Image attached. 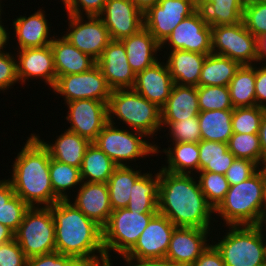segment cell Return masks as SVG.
Listing matches in <instances>:
<instances>
[{"label":"cell","instance_id":"6da1fadb","mask_svg":"<svg viewBox=\"0 0 266 266\" xmlns=\"http://www.w3.org/2000/svg\"><path fill=\"white\" fill-rule=\"evenodd\" d=\"M49 207L55 223L56 252L72 256L83 266L107 263L101 226L70 200H59Z\"/></svg>","mask_w":266,"mask_h":266},{"label":"cell","instance_id":"7a4b0ae2","mask_svg":"<svg viewBox=\"0 0 266 266\" xmlns=\"http://www.w3.org/2000/svg\"><path fill=\"white\" fill-rule=\"evenodd\" d=\"M158 212L176 227L212 229L214 208L201 191L196 175L160 169ZM213 222V223H212Z\"/></svg>","mask_w":266,"mask_h":266},{"label":"cell","instance_id":"3957f363","mask_svg":"<svg viewBox=\"0 0 266 266\" xmlns=\"http://www.w3.org/2000/svg\"><path fill=\"white\" fill-rule=\"evenodd\" d=\"M20 150L8 178L15 194L30 207H49L61 200L51 185L48 149L31 133Z\"/></svg>","mask_w":266,"mask_h":266},{"label":"cell","instance_id":"277c9868","mask_svg":"<svg viewBox=\"0 0 266 266\" xmlns=\"http://www.w3.org/2000/svg\"><path fill=\"white\" fill-rule=\"evenodd\" d=\"M266 167L246 181L230 185L225 199L215 209L225 226L258 225L263 206ZM223 220V222H222Z\"/></svg>","mask_w":266,"mask_h":266},{"label":"cell","instance_id":"5b68a950","mask_svg":"<svg viewBox=\"0 0 266 266\" xmlns=\"http://www.w3.org/2000/svg\"><path fill=\"white\" fill-rule=\"evenodd\" d=\"M108 122L125 124L128 129L143 133L152 138L163 131L161 108L151 103L133 89L112 90L107 104ZM117 117L118 123H115ZM115 118V119H113ZM115 120V121H114Z\"/></svg>","mask_w":266,"mask_h":266},{"label":"cell","instance_id":"8992f818","mask_svg":"<svg viewBox=\"0 0 266 266\" xmlns=\"http://www.w3.org/2000/svg\"><path fill=\"white\" fill-rule=\"evenodd\" d=\"M225 227L228 228L225 235L220 238L217 233L218 242L212 240L211 243L220 252L226 266H265L266 236L257 225Z\"/></svg>","mask_w":266,"mask_h":266},{"label":"cell","instance_id":"52a82bcc","mask_svg":"<svg viewBox=\"0 0 266 266\" xmlns=\"http://www.w3.org/2000/svg\"><path fill=\"white\" fill-rule=\"evenodd\" d=\"M146 138L149 140L143 133L127 129L126 126L118 128L108 122L92 143L117 166H130L129 163H136V160L156 155V143Z\"/></svg>","mask_w":266,"mask_h":266},{"label":"cell","instance_id":"ba28073f","mask_svg":"<svg viewBox=\"0 0 266 266\" xmlns=\"http://www.w3.org/2000/svg\"><path fill=\"white\" fill-rule=\"evenodd\" d=\"M157 212H137L128 208L113 210L103 227V246L107 263H113L110 253L123 258L136 244L141 233ZM115 252V253H114Z\"/></svg>","mask_w":266,"mask_h":266},{"label":"cell","instance_id":"9c48e42d","mask_svg":"<svg viewBox=\"0 0 266 266\" xmlns=\"http://www.w3.org/2000/svg\"><path fill=\"white\" fill-rule=\"evenodd\" d=\"M14 238L27 258L55 252V223L50 207H30Z\"/></svg>","mask_w":266,"mask_h":266},{"label":"cell","instance_id":"30bf717a","mask_svg":"<svg viewBox=\"0 0 266 266\" xmlns=\"http://www.w3.org/2000/svg\"><path fill=\"white\" fill-rule=\"evenodd\" d=\"M212 53L226 56L240 65L258 63L257 38L243 21L234 25L211 27Z\"/></svg>","mask_w":266,"mask_h":266},{"label":"cell","instance_id":"8fae6325","mask_svg":"<svg viewBox=\"0 0 266 266\" xmlns=\"http://www.w3.org/2000/svg\"><path fill=\"white\" fill-rule=\"evenodd\" d=\"M51 90L62 96L64 103L78 99H94L108 104L112 93L97 64L86 72L58 76Z\"/></svg>","mask_w":266,"mask_h":266},{"label":"cell","instance_id":"7c38bea8","mask_svg":"<svg viewBox=\"0 0 266 266\" xmlns=\"http://www.w3.org/2000/svg\"><path fill=\"white\" fill-rule=\"evenodd\" d=\"M163 47H166L167 51L186 50L199 54L212 53L211 26L205 20L200 8L184 18L173 29L161 44V49Z\"/></svg>","mask_w":266,"mask_h":266},{"label":"cell","instance_id":"4fadbf2b","mask_svg":"<svg viewBox=\"0 0 266 266\" xmlns=\"http://www.w3.org/2000/svg\"><path fill=\"white\" fill-rule=\"evenodd\" d=\"M68 28L63 36L81 52L96 61L112 41L108 29L99 16H76L67 14ZM86 18L87 20H84Z\"/></svg>","mask_w":266,"mask_h":266},{"label":"cell","instance_id":"5bb4252c","mask_svg":"<svg viewBox=\"0 0 266 266\" xmlns=\"http://www.w3.org/2000/svg\"><path fill=\"white\" fill-rule=\"evenodd\" d=\"M198 8L195 0H159L143 14L144 27L161 45L173 29Z\"/></svg>","mask_w":266,"mask_h":266},{"label":"cell","instance_id":"9a60e30c","mask_svg":"<svg viewBox=\"0 0 266 266\" xmlns=\"http://www.w3.org/2000/svg\"><path fill=\"white\" fill-rule=\"evenodd\" d=\"M68 108L67 129L93 142L108 123L107 103L94 99H78L63 103Z\"/></svg>","mask_w":266,"mask_h":266},{"label":"cell","instance_id":"2e32d148","mask_svg":"<svg viewBox=\"0 0 266 266\" xmlns=\"http://www.w3.org/2000/svg\"><path fill=\"white\" fill-rule=\"evenodd\" d=\"M176 226L157 212L139 236L135 246L122 259L164 258Z\"/></svg>","mask_w":266,"mask_h":266},{"label":"cell","instance_id":"e0dca14e","mask_svg":"<svg viewBox=\"0 0 266 266\" xmlns=\"http://www.w3.org/2000/svg\"><path fill=\"white\" fill-rule=\"evenodd\" d=\"M98 16L114 41H121L144 27L143 13L131 0H107Z\"/></svg>","mask_w":266,"mask_h":266},{"label":"cell","instance_id":"ac0fdd59","mask_svg":"<svg viewBox=\"0 0 266 266\" xmlns=\"http://www.w3.org/2000/svg\"><path fill=\"white\" fill-rule=\"evenodd\" d=\"M210 230L176 227L165 257L175 265L191 266L210 245L209 240L213 239Z\"/></svg>","mask_w":266,"mask_h":266},{"label":"cell","instance_id":"d6986e66","mask_svg":"<svg viewBox=\"0 0 266 266\" xmlns=\"http://www.w3.org/2000/svg\"><path fill=\"white\" fill-rule=\"evenodd\" d=\"M14 54L17 59V76L21 85H25L26 81L29 82L28 79L34 80L36 78L37 80L38 78L39 82L41 79L51 89L54 87L57 76L54 67V55L50 45L14 50Z\"/></svg>","mask_w":266,"mask_h":266},{"label":"cell","instance_id":"ffe728a7","mask_svg":"<svg viewBox=\"0 0 266 266\" xmlns=\"http://www.w3.org/2000/svg\"><path fill=\"white\" fill-rule=\"evenodd\" d=\"M96 64L112 90L133 88L136 75L128 63L126 49L121 41L112 40Z\"/></svg>","mask_w":266,"mask_h":266},{"label":"cell","instance_id":"44dd1931","mask_svg":"<svg viewBox=\"0 0 266 266\" xmlns=\"http://www.w3.org/2000/svg\"><path fill=\"white\" fill-rule=\"evenodd\" d=\"M164 60L162 62L159 59L152 66L137 73L132 88L159 108L164 106L174 86V81Z\"/></svg>","mask_w":266,"mask_h":266},{"label":"cell","instance_id":"7402d4cb","mask_svg":"<svg viewBox=\"0 0 266 266\" xmlns=\"http://www.w3.org/2000/svg\"><path fill=\"white\" fill-rule=\"evenodd\" d=\"M72 202L89 219L102 228L108 223L111 212L109 189L107 183H90L83 181L78 187ZM71 198L73 201H71Z\"/></svg>","mask_w":266,"mask_h":266},{"label":"cell","instance_id":"603a6c76","mask_svg":"<svg viewBox=\"0 0 266 266\" xmlns=\"http://www.w3.org/2000/svg\"><path fill=\"white\" fill-rule=\"evenodd\" d=\"M16 17L12 20L13 35L17 39L16 50L51 44L55 34H50L51 26L42 8L28 17L22 15Z\"/></svg>","mask_w":266,"mask_h":266},{"label":"cell","instance_id":"cb8c5ba5","mask_svg":"<svg viewBox=\"0 0 266 266\" xmlns=\"http://www.w3.org/2000/svg\"><path fill=\"white\" fill-rule=\"evenodd\" d=\"M50 46L57 77L86 72L96 65L95 59L72 45L62 33L54 36Z\"/></svg>","mask_w":266,"mask_h":266},{"label":"cell","instance_id":"d4e9b609","mask_svg":"<svg viewBox=\"0 0 266 266\" xmlns=\"http://www.w3.org/2000/svg\"><path fill=\"white\" fill-rule=\"evenodd\" d=\"M121 42L125 46L128 63L135 75L161 59L158 58L159 54L157 55L163 51L161 45L145 27Z\"/></svg>","mask_w":266,"mask_h":266},{"label":"cell","instance_id":"484cf974","mask_svg":"<svg viewBox=\"0 0 266 266\" xmlns=\"http://www.w3.org/2000/svg\"><path fill=\"white\" fill-rule=\"evenodd\" d=\"M166 64L174 84L198 86L201 70L208 54H199L186 50L164 51ZM168 57V58H167Z\"/></svg>","mask_w":266,"mask_h":266},{"label":"cell","instance_id":"4316f807","mask_svg":"<svg viewBox=\"0 0 266 266\" xmlns=\"http://www.w3.org/2000/svg\"><path fill=\"white\" fill-rule=\"evenodd\" d=\"M42 144L48 149L50 157L62 163H66L76 168H81L85 151L91 142L79 136L77 133L66 129L55 141L46 142L40 138L39 134L33 133Z\"/></svg>","mask_w":266,"mask_h":266},{"label":"cell","instance_id":"83f0119b","mask_svg":"<svg viewBox=\"0 0 266 266\" xmlns=\"http://www.w3.org/2000/svg\"><path fill=\"white\" fill-rule=\"evenodd\" d=\"M197 87L174 84L171 94L161 108L162 122L190 119L200 113Z\"/></svg>","mask_w":266,"mask_h":266},{"label":"cell","instance_id":"f1b7e54d","mask_svg":"<svg viewBox=\"0 0 266 266\" xmlns=\"http://www.w3.org/2000/svg\"><path fill=\"white\" fill-rule=\"evenodd\" d=\"M155 144L156 156L165 154L167 165L161 166L162 170L177 174L195 175L199 172V148L198 143H171L168 148ZM173 146V147H172ZM195 172V173H194Z\"/></svg>","mask_w":266,"mask_h":266},{"label":"cell","instance_id":"f546056e","mask_svg":"<svg viewBox=\"0 0 266 266\" xmlns=\"http://www.w3.org/2000/svg\"><path fill=\"white\" fill-rule=\"evenodd\" d=\"M153 174L150 171L143 172L133 184L130 201L126 207L130 211L158 212L160 169Z\"/></svg>","mask_w":266,"mask_h":266},{"label":"cell","instance_id":"4dcf8cb0","mask_svg":"<svg viewBox=\"0 0 266 266\" xmlns=\"http://www.w3.org/2000/svg\"><path fill=\"white\" fill-rule=\"evenodd\" d=\"M233 109L201 111L198 114L201 140L228 143L233 134Z\"/></svg>","mask_w":266,"mask_h":266},{"label":"cell","instance_id":"1f68e13d","mask_svg":"<svg viewBox=\"0 0 266 266\" xmlns=\"http://www.w3.org/2000/svg\"><path fill=\"white\" fill-rule=\"evenodd\" d=\"M118 166L107 181L112 210L126 208L130 201V192L135 181L143 174L142 170L131 166ZM133 167V168H132Z\"/></svg>","mask_w":266,"mask_h":266},{"label":"cell","instance_id":"d6a6232c","mask_svg":"<svg viewBox=\"0 0 266 266\" xmlns=\"http://www.w3.org/2000/svg\"><path fill=\"white\" fill-rule=\"evenodd\" d=\"M240 66L238 62L226 56L208 54L201 70L198 86H228Z\"/></svg>","mask_w":266,"mask_h":266},{"label":"cell","instance_id":"836d02e7","mask_svg":"<svg viewBox=\"0 0 266 266\" xmlns=\"http://www.w3.org/2000/svg\"><path fill=\"white\" fill-rule=\"evenodd\" d=\"M118 166L94 143L87 147L80 168L82 181L107 183Z\"/></svg>","mask_w":266,"mask_h":266},{"label":"cell","instance_id":"e575fe53","mask_svg":"<svg viewBox=\"0 0 266 266\" xmlns=\"http://www.w3.org/2000/svg\"><path fill=\"white\" fill-rule=\"evenodd\" d=\"M198 7L211 27L242 22L244 10L242 0H203Z\"/></svg>","mask_w":266,"mask_h":266},{"label":"cell","instance_id":"d590c367","mask_svg":"<svg viewBox=\"0 0 266 266\" xmlns=\"http://www.w3.org/2000/svg\"><path fill=\"white\" fill-rule=\"evenodd\" d=\"M199 148V172L224 174L235 160L229 151L228 143L201 140Z\"/></svg>","mask_w":266,"mask_h":266},{"label":"cell","instance_id":"8d00e7d4","mask_svg":"<svg viewBox=\"0 0 266 266\" xmlns=\"http://www.w3.org/2000/svg\"><path fill=\"white\" fill-rule=\"evenodd\" d=\"M228 88L234 108L256 106L255 64L241 65Z\"/></svg>","mask_w":266,"mask_h":266},{"label":"cell","instance_id":"74e56055","mask_svg":"<svg viewBox=\"0 0 266 266\" xmlns=\"http://www.w3.org/2000/svg\"><path fill=\"white\" fill-rule=\"evenodd\" d=\"M49 173L53 191L61 200H69L70 190L74 192L73 189L77 190L83 182L79 168L52 158H50Z\"/></svg>","mask_w":266,"mask_h":266},{"label":"cell","instance_id":"f35d334b","mask_svg":"<svg viewBox=\"0 0 266 266\" xmlns=\"http://www.w3.org/2000/svg\"><path fill=\"white\" fill-rule=\"evenodd\" d=\"M229 151L240 159H248L263 167L259 134L233 133L228 142Z\"/></svg>","mask_w":266,"mask_h":266},{"label":"cell","instance_id":"ab89813d","mask_svg":"<svg viewBox=\"0 0 266 266\" xmlns=\"http://www.w3.org/2000/svg\"><path fill=\"white\" fill-rule=\"evenodd\" d=\"M196 177L207 202L215 210L225 199L230 188L228 180L224 174L214 172H198Z\"/></svg>","mask_w":266,"mask_h":266},{"label":"cell","instance_id":"60d3db41","mask_svg":"<svg viewBox=\"0 0 266 266\" xmlns=\"http://www.w3.org/2000/svg\"><path fill=\"white\" fill-rule=\"evenodd\" d=\"M200 111L234 109L228 86H197Z\"/></svg>","mask_w":266,"mask_h":266},{"label":"cell","instance_id":"b9f144b4","mask_svg":"<svg viewBox=\"0 0 266 266\" xmlns=\"http://www.w3.org/2000/svg\"><path fill=\"white\" fill-rule=\"evenodd\" d=\"M265 110L257 105L234 108L232 114L233 133L259 134Z\"/></svg>","mask_w":266,"mask_h":266},{"label":"cell","instance_id":"7bdbcfd3","mask_svg":"<svg viewBox=\"0 0 266 266\" xmlns=\"http://www.w3.org/2000/svg\"><path fill=\"white\" fill-rule=\"evenodd\" d=\"M165 126L169 130L170 141L172 143H199L201 141L200 125L198 115L177 122H162V127Z\"/></svg>","mask_w":266,"mask_h":266},{"label":"cell","instance_id":"ee69618b","mask_svg":"<svg viewBox=\"0 0 266 266\" xmlns=\"http://www.w3.org/2000/svg\"><path fill=\"white\" fill-rule=\"evenodd\" d=\"M242 21L256 38L266 33V3L261 0L245 3Z\"/></svg>","mask_w":266,"mask_h":266},{"label":"cell","instance_id":"f6af8a7d","mask_svg":"<svg viewBox=\"0 0 266 266\" xmlns=\"http://www.w3.org/2000/svg\"><path fill=\"white\" fill-rule=\"evenodd\" d=\"M29 208L27 203L14 194L0 209V223L15 233Z\"/></svg>","mask_w":266,"mask_h":266},{"label":"cell","instance_id":"bcb514c9","mask_svg":"<svg viewBox=\"0 0 266 266\" xmlns=\"http://www.w3.org/2000/svg\"><path fill=\"white\" fill-rule=\"evenodd\" d=\"M18 81L16 55L7 50L0 52V92L11 90Z\"/></svg>","mask_w":266,"mask_h":266},{"label":"cell","instance_id":"7dc6e473","mask_svg":"<svg viewBox=\"0 0 266 266\" xmlns=\"http://www.w3.org/2000/svg\"><path fill=\"white\" fill-rule=\"evenodd\" d=\"M259 169V166L251 160L235 158L225 177L230 185H236L249 179Z\"/></svg>","mask_w":266,"mask_h":266},{"label":"cell","instance_id":"c3c4849f","mask_svg":"<svg viewBox=\"0 0 266 266\" xmlns=\"http://www.w3.org/2000/svg\"><path fill=\"white\" fill-rule=\"evenodd\" d=\"M27 259L15 238L0 245V266H26Z\"/></svg>","mask_w":266,"mask_h":266},{"label":"cell","instance_id":"681fc988","mask_svg":"<svg viewBox=\"0 0 266 266\" xmlns=\"http://www.w3.org/2000/svg\"><path fill=\"white\" fill-rule=\"evenodd\" d=\"M26 266H83L75 258L59 252L34 256L27 259Z\"/></svg>","mask_w":266,"mask_h":266},{"label":"cell","instance_id":"f907efd6","mask_svg":"<svg viewBox=\"0 0 266 266\" xmlns=\"http://www.w3.org/2000/svg\"><path fill=\"white\" fill-rule=\"evenodd\" d=\"M106 2L107 0H72L65 10L70 15L98 16Z\"/></svg>","mask_w":266,"mask_h":266},{"label":"cell","instance_id":"816d5d0a","mask_svg":"<svg viewBox=\"0 0 266 266\" xmlns=\"http://www.w3.org/2000/svg\"><path fill=\"white\" fill-rule=\"evenodd\" d=\"M255 94L256 105L266 109V64H255Z\"/></svg>","mask_w":266,"mask_h":266},{"label":"cell","instance_id":"f5cc1de1","mask_svg":"<svg viewBox=\"0 0 266 266\" xmlns=\"http://www.w3.org/2000/svg\"><path fill=\"white\" fill-rule=\"evenodd\" d=\"M191 266H226L216 247L211 243Z\"/></svg>","mask_w":266,"mask_h":266},{"label":"cell","instance_id":"db71d44e","mask_svg":"<svg viewBox=\"0 0 266 266\" xmlns=\"http://www.w3.org/2000/svg\"><path fill=\"white\" fill-rule=\"evenodd\" d=\"M123 261H125L124 266H178L166 257L151 259H123Z\"/></svg>","mask_w":266,"mask_h":266},{"label":"cell","instance_id":"11a10c76","mask_svg":"<svg viewBox=\"0 0 266 266\" xmlns=\"http://www.w3.org/2000/svg\"><path fill=\"white\" fill-rule=\"evenodd\" d=\"M15 194L8 179L0 180V209Z\"/></svg>","mask_w":266,"mask_h":266},{"label":"cell","instance_id":"9f6ffc18","mask_svg":"<svg viewBox=\"0 0 266 266\" xmlns=\"http://www.w3.org/2000/svg\"><path fill=\"white\" fill-rule=\"evenodd\" d=\"M259 140L263 154V167H266V110L263 114L261 126L259 129Z\"/></svg>","mask_w":266,"mask_h":266},{"label":"cell","instance_id":"6f0895ef","mask_svg":"<svg viewBox=\"0 0 266 266\" xmlns=\"http://www.w3.org/2000/svg\"><path fill=\"white\" fill-rule=\"evenodd\" d=\"M258 63L266 64V33L257 38Z\"/></svg>","mask_w":266,"mask_h":266},{"label":"cell","instance_id":"680465c9","mask_svg":"<svg viewBox=\"0 0 266 266\" xmlns=\"http://www.w3.org/2000/svg\"><path fill=\"white\" fill-rule=\"evenodd\" d=\"M5 26L6 25H0V52L4 51L8 44H9L8 48H10L9 41L13 40V39H11V37H9V36H11L10 31L7 30L8 28Z\"/></svg>","mask_w":266,"mask_h":266},{"label":"cell","instance_id":"91938a15","mask_svg":"<svg viewBox=\"0 0 266 266\" xmlns=\"http://www.w3.org/2000/svg\"><path fill=\"white\" fill-rule=\"evenodd\" d=\"M131 1L144 14L155 4H158L159 0H131Z\"/></svg>","mask_w":266,"mask_h":266},{"label":"cell","instance_id":"94428289","mask_svg":"<svg viewBox=\"0 0 266 266\" xmlns=\"http://www.w3.org/2000/svg\"><path fill=\"white\" fill-rule=\"evenodd\" d=\"M14 239V232L0 223V245Z\"/></svg>","mask_w":266,"mask_h":266},{"label":"cell","instance_id":"6125c7cd","mask_svg":"<svg viewBox=\"0 0 266 266\" xmlns=\"http://www.w3.org/2000/svg\"><path fill=\"white\" fill-rule=\"evenodd\" d=\"M257 226L260 228L261 232L266 236V211H262V215Z\"/></svg>","mask_w":266,"mask_h":266},{"label":"cell","instance_id":"be15d7a7","mask_svg":"<svg viewBox=\"0 0 266 266\" xmlns=\"http://www.w3.org/2000/svg\"><path fill=\"white\" fill-rule=\"evenodd\" d=\"M262 211H266V180H265V186H264Z\"/></svg>","mask_w":266,"mask_h":266},{"label":"cell","instance_id":"e7e4bbea","mask_svg":"<svg viewBox=\"0 0 266 266\" xmlns=\"http://www.w3.org/2000/svg\"><path fill=\"white\" fill-rule=\"evenodd\" d=\"M2 5H4L3 3H0V25H4V22L2 21V14L4 13V8L2 7ZM3 12V13H2Z\"/></svg>","mask_w":266,"mask_h":266},{"label":"cell","instance_id":"03108f58","mask_svg":"<svg viewBox=\"0 0 266 266\" xmlns=\"http://www.w3.org/2000/svg\"><path fill=\"white\" fill-rule=\"evenodd\" d=\"M62 2H63V5L65 6L64 8H66L72 2V0H61V3Z\"/></svg>","mask_w":266,"mask_h":266},{"label":"cell","instance_id":"003e7915","mask_svg":"<svg viewBox=\"0 0 266 266\" xmlns=\"http://www.w3.org/2000/svg\"><path fill=\"white\" fill-rule=\"evenodd\" d=\"M264 258H265V266H266V243H265V252H264Z\"/></svg>","mask_w":266,"mask_h":266},{"label":"cell","instance_id":"a7ac6f4b","mask_svg":"<svg viewBox=\"0 0 266 266\" xmlns=\"http://www.w3.org/2000/svg\"><path fill=\"white\" fill-rule=\"evenodd\" d=\"M101 266H113V263H106V264H103Z\"/></svg>","mask_w":266,"mask_h":266},{"label":"cell","instance_id":"89a4df30","mask_svg":"<svg viewBox=\"0 0 266 266\" xmlns=\"http://www.w3.org/2000/svg\"><path fill=\"white\" fill-rule=\"evenodd\" d=\"M242 1L245 4V3H248V2H251V1H255V0H242Z\"/></svg>","mask_w":266,"mask_h":266},{"label":"cell","instance_id":"2644e50d","mask_svg":"<svg viewBox=\"0 0 266 266\" xmlns=\"http://www.w3.org/2000/svg\"><path fill=\"white\" fill-rule=\"evenodd\" d=\"M197 4L199 5L203 0H195Z\"/></svg>","mask_w":266,"mask_h":266}]
</instances>
